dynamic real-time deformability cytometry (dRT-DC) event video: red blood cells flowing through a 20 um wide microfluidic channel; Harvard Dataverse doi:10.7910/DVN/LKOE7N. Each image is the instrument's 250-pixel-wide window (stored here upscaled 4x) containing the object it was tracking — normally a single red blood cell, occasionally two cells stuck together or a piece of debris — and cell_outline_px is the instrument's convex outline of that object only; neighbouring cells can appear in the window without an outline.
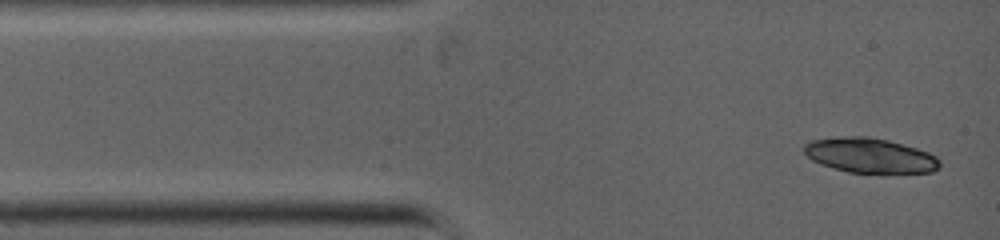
{"species": "common noctule bat (a hibernating species)", "species_latin": "Nyctalus noctula", "temperature_condition": "warm", "stored_images_in_passage": 4, "camera_frame_rate_fps": 5000, "um_per_image_px": 0.085, "animal": {"sex": "female", "body_mass_g": 19.0, "forearm_length_mm": 53.3}, "frame": {"image": 1, "passage_image": 1, "time_ms": 0.0, "image_size_px": [1000, 240], "cell_outline_px": [[940, 168], [932, 172], [884, 176], [848, 172], [820, 164], [812, 160], [804, 152], [804, 144], [812, 140], [844, 136], [868, 136], [888, 140], [916, 148], [928, 152], [936, 156], [940, 160]], "centroid_in_image_um": [74.01, 13.27], "position_along_channel_um": 11.0, "area_um2": 28.55}}